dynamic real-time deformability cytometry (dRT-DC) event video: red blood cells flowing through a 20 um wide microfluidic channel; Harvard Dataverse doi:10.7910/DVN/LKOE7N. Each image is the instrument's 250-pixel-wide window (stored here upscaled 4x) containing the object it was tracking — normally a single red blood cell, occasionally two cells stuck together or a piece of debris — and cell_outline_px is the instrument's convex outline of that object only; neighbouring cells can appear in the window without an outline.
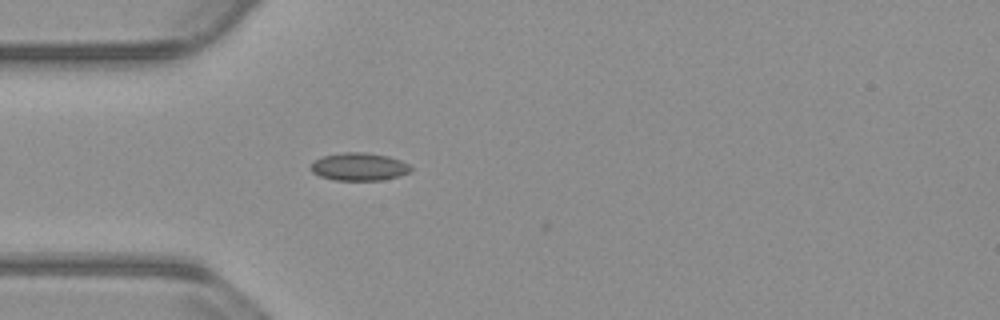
{"species": "common noctule bat (a hibernating species)", "species_latin": "Nyctalus noctula", "temperature_condition": "warm", "stored_images_in_passage": 10, "camera_frame_rate_fps": 3000, "um_per_image_px": 0.085, "animal": {"sex": "male", "body_mass_g": 23.1, "forearm_length_mm": 52.7}, "frame": {"image": 1, "passage_image": 9, "time_ms": 2.667, "image_size_px": [1000, 320], "cell_outline_px": [[412, 168], [408, 172], [396, 176], [380, 180], [336, 180], [320, 176], [312, 172], [312, 160], [324, 156], [344, 152], [364, 152], [388, 156], [400, 160], [408, 164]], "centroid_in_image_um": [30.49, 14.16], "position_along_channel_um": 54.5, "area_um2": 15.95}}